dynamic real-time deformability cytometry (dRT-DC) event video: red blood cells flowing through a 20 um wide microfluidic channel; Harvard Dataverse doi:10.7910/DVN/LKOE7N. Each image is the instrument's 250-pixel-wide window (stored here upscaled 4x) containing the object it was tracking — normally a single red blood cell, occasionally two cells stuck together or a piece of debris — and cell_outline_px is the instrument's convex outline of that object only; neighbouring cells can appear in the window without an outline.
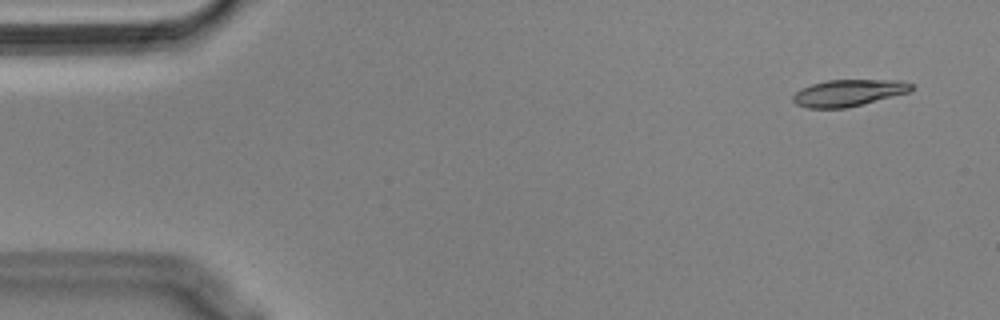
{"species": "Egyptian fruit bat (a non-hibernating species)", "species_latin": "Rousettus aegyptiacus", "temperature_condition": "cold", "stored_images_in_passage": 54, "camera_frame_rate_fps": 3000, "um_per_image_px": 0.085, "animal": {"sex": "male"}, "frame": {"image": 1, "passage_image": 3, "time_ms": 0.667, "image_size_px": [1000, 320], "cell_outline_px": [[912, 88], [908, 92], [844, 108], [808, 108], [796, 104], [792, 100], [792, 96], [800, 88], [812, 84], [828, 80], [904, 80], [912, 84]], "centroid_in_image_um": [72.07, 7.88], "position_along_channel_um": 12.9, "area_um2": 18.15}}
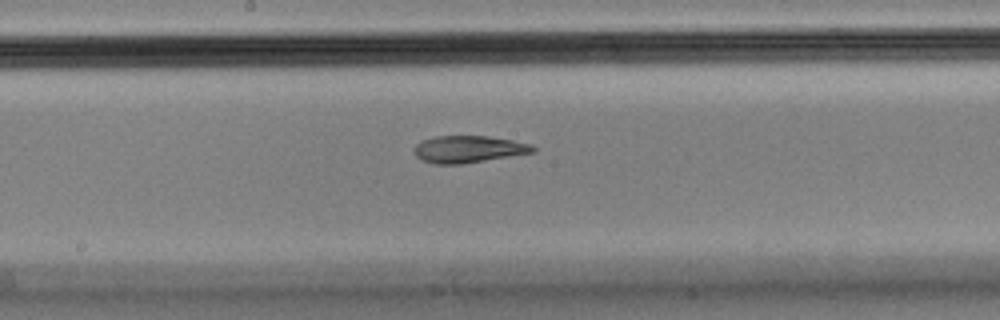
{"frame": {"image": 2, "passage_image": 28, "time_ms": 9.0, "image_size_px": [1000, 320], "cell_outline_px": [[536, 152], [460, 164], [432, 164], [420, 160], [416, 156], [412, 148], [416, 144], [424, 140], [436, 136], [488, 136], [512, 140], [532, 144], [536, 148]], "centroid_in_image_um": [39.8, 12.68], "position_along_channel_um": 208.4, "area_um2": 18.79}}
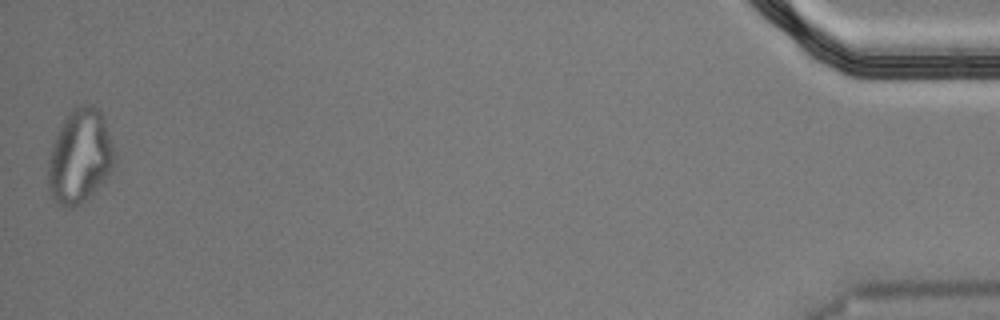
{"frame": {"image": 3, "passage_image": 54, "time_ms": 17.667, "image_size_px": [1000, 320], "cell_outline_px": [[116, 160], [108, 176], [80, 204], [72, 208], [68, 208], [52, 200], [48, 188], [48, 160], [52, 144], [64, 120], [80, 104], [92, 104], [100, 108], [104, 116], [116, 156]], "centroid_in_image_um": [6.8, 13.29], "position_along_channel_um": 428.4, "area_um2": 36.3}, "authors_computed_cell_mechanics": {"area_um2": 19.1318, "velocity_mm_per_s": 3.6352, "shape_relaxation_time_tau1_ms": null, "shape_relaxation_time_tau2_ms": 9.9572, "deformation_change_tau1": null, "deformation_change_tau2": 0.209}}